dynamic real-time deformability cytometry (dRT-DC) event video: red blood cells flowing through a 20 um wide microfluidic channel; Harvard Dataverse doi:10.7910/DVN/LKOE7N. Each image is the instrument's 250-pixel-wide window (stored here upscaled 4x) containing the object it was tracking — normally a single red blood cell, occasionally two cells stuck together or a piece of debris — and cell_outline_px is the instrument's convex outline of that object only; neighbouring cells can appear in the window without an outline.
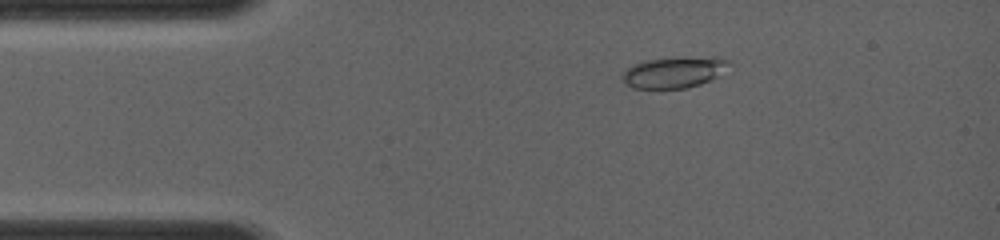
{"species": "common noctule bat (a hibernating species)", "species_latin": "Nyctalus noctula", "temperature_condition": "room temperature", "stored_images_in_passage": 33, "camera_frame_rate_fps": 4000, "um_per_image_px": 0.085, "animal": {"sex": "female", "body_mass_g": 19.0, "forearm_length_mm": 56.7}, "frame": {"image": 1, "passage_image": 1, "time_ms": 0.0, "image_size_px": [1000, 240], "cell_outline_px": [[732, 64], [716, 76], [700, 84], [684, 88], [632, 88], [620, 80], [620, 76], [632, 64], [644, 60], [684, 56], [720, 56], [732, 60]], "centroid_in_image_um": [57.31, 6.1], "position_along_channel_um": 27.7, "area_um2": 19.83}}
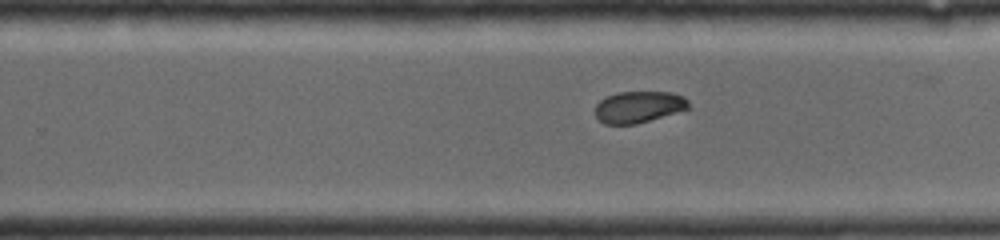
{"frame": {"image": 2, "passage_image": 20, "time_ms": 6.5, "image_size_px": [1000, 240], "cell_outline_px": [[688, 108], [676, 112], [636, 124], [604, 124], [596, 116], [596, 104], [604, 96], [620, 92], [672, 92], [684, 96], [688, 100]], "centroid_in_image_um": [54.26, 9.07], "position_along_channel_um": 275.5, "area_um2": 17.05}}
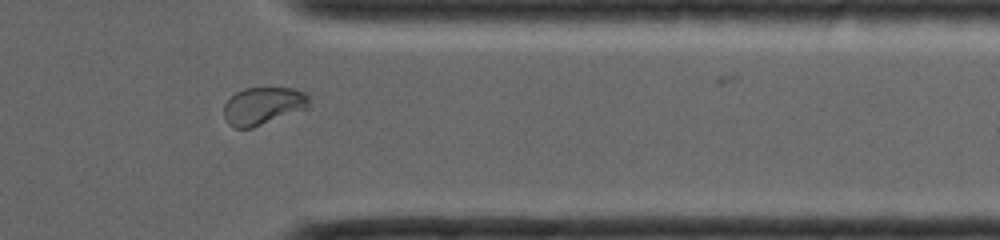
{"frame": {"image": 3, "passage_image": 32, "time_ms": 9.0, "image_size_px": [1000, 240], "cell_outline_px": [[308, 104], [304, 108], [252, 128], [236, 128], [228, 124], [224, 116], [224, 104], [236, 92], [244, 88], [292, 88], [304, 92], [308, 96]], "centroid_in_image_um": [22.3, 8.99], "position_along_channel_um": 389.1, "area_um2": 18.21}}